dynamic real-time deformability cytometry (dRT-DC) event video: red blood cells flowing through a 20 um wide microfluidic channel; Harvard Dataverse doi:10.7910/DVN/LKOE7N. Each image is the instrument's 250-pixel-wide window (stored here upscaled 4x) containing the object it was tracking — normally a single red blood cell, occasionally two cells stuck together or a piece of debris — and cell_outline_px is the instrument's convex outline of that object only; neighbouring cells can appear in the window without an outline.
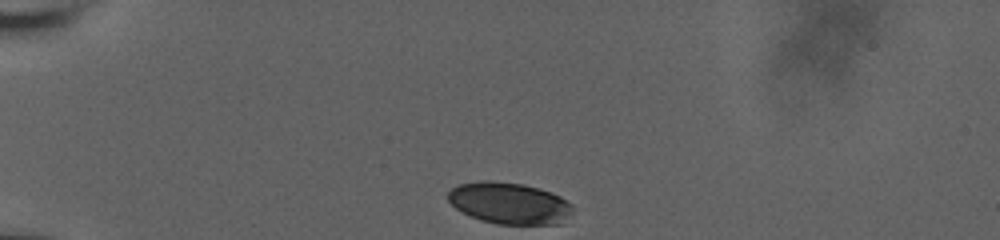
{"species": "human", "species_latin": "Homo sapiens", "temperature_condition": "room temperature", "stored_images_in_passage": 5, "camera_frame_rate_fps": 3000, "um_per_image_px": 0.085, "donor": {"sex": "male"}, "frame": {"image": 1, "passage_image": 1, "time_ms": 0.0, "image_size_px": [1000, 240], "cell_outline_px": [[572, 212], [564, 224], [496, 224], [480, 220], [456, 208], [448, 200], [448, 192], [452, 188], [460, 184], [484, 180], [488, 180], [524, 184], [540, 188], [552, 192], [560, 196], [572, 204]], "centroid_in_image_um": [43.34, 17.27], "position_along_channel_um": 41.7, "area_um2": 30.35}}
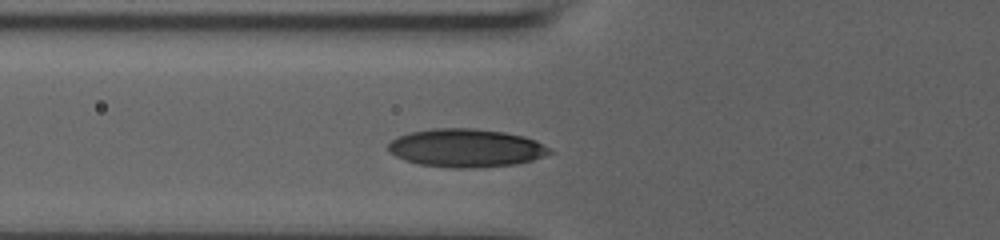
{"frame": {"image": 2, "passage_image": 5, "time_ms": 1.333, "image_size_px": [1000, 240], "cell_outline_px": [[556, 152], [532, 160], [516, 164], [472, 168], [448, 168], [420, 164], [404, 160], [388, 152], [388, 144], [396, 136], [408, 132], [432, 128], [476, 128], [504, 132], [524, 136], [536, 140]], "centroid_in_image_um": [39.6, 12.57], "position_along_channel_um": 86.2, "area_um2": 36.36}}